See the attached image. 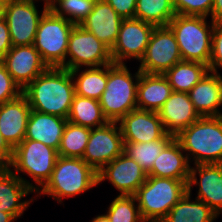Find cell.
<instances>
[{"label":"cell","mask_w":222,"mask_h":222,"mask_svg":"<svg viewBox=\"0 0 222 222\" xmlns=\"http://www.w3.org/2000/svg\"><path fill=\"white\" fill-rule=\"evenodd\" d=\"M22 94L31 110L67 119L75 95L71 72L62 67H48Z\"/></svg>","instance_id":"6da1fadb"},{"label":"cell","mask_w":222,"mask_h":222,"mask_svg":"<svg viewBox=\"0 0 222 222\" xmlns=\"http://www.w3.org/2000/svg\"><path fill=\"white\" fill-rule=\"evenodd\" d=\"M175 139L186 153L189 163L222 164V116L200 117L181 130Z\"/></svg>","instance_id":"7a4b0ae2"},{"label":"cell","mask_w":222,"mask_h":222,"mask_svg":"<svg viewBox=\"0 0 222 222\" xmlns=\"http://www.w3.org/2000/svg\"><path fill=\"white\" fill-rule=\"evenodd\" d=\"M98 185L97 172L82 158L59 156L51 178L37 192L36 197L47 195L58 203L62 199L85 193Z\"/></svg>","instance_id":"3957f363"},{"label":"cell","mask_w":222,"mask_h":222,"mask_svg":"<svg viewBox=\"0 0 222 222\" xmlns=\"http://www.w3.org/2000/svg\"><path fill=\"white\" fill-rule=\"evenodd\" d=\"M141 71L134 75L126 64L107 65V84L99 100L108 122H119L125 115L137 109V85ZM135 81V82H134Z\"/></svg>","instance_id":"277c9868"},{"label":"cell","mask_w":222,"mask_h":222,"mask_svg":"<svg viewBox=\"0 0 222 222\" xmlns=\"http://www.w3.org/2000/svg\"><path fill=\"white\" fill-rule=\"evenodd\" d=\"M58 157L57 150L39 141L24 139L13 149L12 159L7 167L36 193L51 178ZM20 173L32 178L35 185Z\"/></svg>","instance_id":"5b68a950"},{"label":"cell","mask_w":222,"mask_h":222,"mask_svg":"<svg viewBox=\"0 0 222 222\" xmlns=\"http://www.w3.org/2000/svg\"><path fill=\"white\" fill-rule=\"evenodd\" d=\"M186 192L182 180L147 176L134 196L145 222H161Z\"/></svg>","instance_id":"8992f818"},{"label":"cell","mask_w":222,"mask_h":222,"mask_svg":"<svg viewBox=\"0 0 222 222\" xmlns=\"http://www.w3.org/2000/svg\"><path fill=\"white\" fill-rule=\"evenodd\" d=\"M214 23H207V17L175 15L168 26L175 34L182 60L209 67Z\"/></svg>","instance_id":"52a82bcc"},{"label":"cell","mask_w":222,"mask_h":222,"mask_svg":"<svg viewBox=\"0 0 222 222\" xmlns=\"http://www.w3.org/2000/svg\"><path fill=\"white\" fill-rule=\"evenodd\" d=\"M74 26L50 9L41 17L33 45L48 67L66 69L68 40Z\"/></svg>","instance_id":"ba28073f"},{"label":"cell","mask_w":222,"mask_h":222,"mask_svg":"<svg viewBox=\"0 0 222 222\" xmlns=\"http://www.w3.org/2000/svg\"><path fill=\"white\" fill-rule=\"evenodd\" d=\"M43 1L41 12L35 5ZM49 9L48 0H6L3 16L7 21L12 46L33 45L39 21ZM41 14V15H40Z\"/></svg>","instance_id":"9c48e42d"},{"label":"cell","mask_w":222,"mask_h":222,"mask_svg":"<svg viewBox=\"0 0 222 222\" xmlns=\"http://www.w3.org/2000/svg\"><path fill=\"white\" fill-rule=\"evenodd\" d=\"M110 49L91 32L75 25L69 35L66 69L99 67L112 64Z\"/></svg>","instance_id":"30bf717a"},{"label":"cell","mask_w":222,"mask_h":222,"mask_svg":"<svg viewBox=\"0 0 222 222\" xmlns=\"http://www.w3.org/2000/svg\"><path fill=\"white\" fill-rule=\"evenodd\" d=\"M181 60L174 32L169 26H158L152 31L138 69L145 73L164 74Z\"/></svg>","instance_id":"8fae6325"},{"label":"cell","mask_w":222,"mask_h":222,"mask_svg":"<svg viewBox=\"0 0 222 222\" xmlns=\"http://www.w3.org/2000/svg\"><path fill=\"white\" fill-rule=\"evenodd\" d=\"M124 142L118 122L91 129L82 159L97 173L123 153Z\"/></svg>","instance_id":"7c38bea8"},{"label":"cell","mask_w":222,"mask_h":222,"mask_svg":"<svg viewBox=\"0 0 222 222\" xmlns=\"http://www.w3.org/2000/svg\"><path fill=\"white\" fill-rule=\"evenodd\" d=\"M154 28V25L137 18L123 19L117 40L110 50L113 63L126 64L127 59L140 62Z\"/></svg>","instance_id":"4fadbf2b"},{"label":"cell","mask_w":222,"mask_h":222,"mask_svg":"<svg viewBox=\"0 0 222 222\" xmlns=\"http://www.w3.org/2000/svg\"><path fill=\"white\" fill-rule=\"evenodd\" d=\"M97 177L98 185L108 179L120 192L119 195H134L146 181L147 173L135 160L122 153L105 165L97 173Z\"/></svg>","instance_id":"5bb4252c"},{"label":"cell","mask_w":222,"mask_h":222,"mask_svg":"<svg viewBox=\"0 0 222 222\" xmlns=\"http://www.w3.org/2000/svg\"><path fill=\"white\" fill-rule=\"evenodd\" d=\"M193 166H190L187 192H192V186H198L195 198L203 201L219 216L222 214V164Z\"/></svg>","instance_id":"9a60e30c"},{"label":"cell","mask_w":222,"mask_h":222,"mask_svg":"<svg viewBox=\"0 0 222 222\" xmlns=\"http://www.w3.org/2000/svg\"><path fill=\"white\" fill-rule=\"evenodd\" d=\"M1 62L21 90L48 68L34 45L12 46Z\"/></svg>","instance_id":"2e32d148"},{"label":"cell","mask_w":222,"mask_h":222,"mask_svg":"<svg viewBox=\"0 0 222 222\" xmlns=\"http://www.w3.org/2000/svg\"><path fill=\"white\" fill-rule=\"evenodd\" d=\"M123 142H150L163 139L166 132L158 112L135 109L118 122Z\"/></svg>","instance_id":"e0dca14e"},{"label":"cell","mask_w":222,"mask_h":222,"mask_svg":"<svg viewBox=\"0 0 222 222\" xmlns=\"http://www.w3.org/2000/svg\"><path fill=\"white\" fill-rule=\"evenodd\" d=\"M30 111L31 107L23 94L0 105V133L12 149L25 138Z\"/></svg>","instance_id":"ac0fdd59"},{"label":"cell","mask_w":222,"mask_h":222,"mask_svg":"<svg viewBox=\"0 0 222 222\" xmlns=\"http://www.w3.org/2000/svg\"><path fill=\"white\" fill-rule=\"evenodd\" d=\"M30 193L35 191L7 166H0V211L10 213L16 219L20 218L31 202H34L35 197L24 199Z\"/></svg>","instance_id":"d6986e66"},{"label":"cell","mask_w":222,"mask_h":222,"mask_svg":"<svg viewBox=\"0 0 222 222\" xmlns=\"http://www.w3.org/2000/svg\"><path fill=\"white\" fill-rule=\"evenodd\" d=\"M122 20L105 0H96L93 10L80 26L91 32L111 50L117 40Z\"/></svg>","instance_id":"ffe728a7"},{"label":"cell","mask_w":222,"mask_h":222,"mask_svg":"<svg viewBox=\"0 0 222 222\" xmlns=\"http://www.w3.org/2000/svg\"><path fill=\"white\" fill-rule=\"evenodd\" d=\"M158 114L166 132L173 136L201 117L194 109L188 93L175 91L165 101Z\"/></svg>","instance_id":"44dd1931"},{"label":"cell","mask_w":222,"mask_h":222,"mask_svg":"<svg viewBox=\"0 0 222 222\" xmlns=\"http://www.w3.org/2000/svg\"><path fill=\"white\" fill-rule=\"evenodd\" d=\"M189 99L198 114L203 116H222V76L208 71L188 92Z\"/></svg>","instance_id":"7402d4cb"},{"label":"cell","mask_w":222,"mask_h":222,"mask_svg":"<svg viewBox=\"0 0 222 222\" xmlns=\"http://www.w3.org/2000/svg\"><path fill=\"white\" fill-rule=\"evenodd\" d=\"M67 119L31 110L24 139L39 141L58 151Z\"/></svg>","instance_id":"603a6c76"},{"label":"cell","mask_w":222,"mask_h":222,"mask_svg":"<svg viewBox=\"0 0 222 222\" xmlns=\"http://www.w3.org/2000/svg\"><path fill=\"white\" fill-rule=\"evenodd\" d=\"M190 166L186 153L174 138L155 159L147 176L172 178L187 184Z\"/></svg>","instance_id":"cb8c5ba5"},{"label":"cell","mask_w":222,"mask_h":222,"mask_svg":"<svg viewBox=\"0 0 222 222\" xmlns=\"http://www.w3.org/2000/svg\"><path fill=\"white\" fill-rule=\"evenodd\" d=\"M172 92L164 74L141 72L137 85V109L158 112Z\"/></svg>","instance_id":"d4e9b609"},{"label":"cell","mask_w":222,"mask_h":222,"mask_svg":"<svg viewBox=\"0 0 222 222\" xmlns=\"http://www.w3.org/2000/svg\"><path fill=\"white\" fill-rule=\"evenodd\" d=\"M191 195L186 192L161 222H214L219 217L203 201H191Z\"/></svg>","instance_id":"484cf974"},{"label":"cell","mask_w":222,"mask_h":222,"mask_svg":"<svg viewBox=\"0 0 222 222\" xmlns=\"http://www.w3.org/2000/svg\"><path fill=\"white\" fill-rule=\"evenodd\" d=\"M70 72L74 81L75 94L98 101L100 100L102 93L106 89L107 65L86 67L85 69L83 68V70L82 68H76Z\"/></svg>","instance_id":"4316f807"},{"label":"cell","mask_w":222,"mask_h":222,"mask_svg":"<svg viewBox=\"0 0 222 222\" xmlns=\"http://www.w3.org/2000/svg\"><path fill=\"white\" fill-rule=\"evenodd\" d=\"M208 71V66L203 63L181 60L164 75L173 91L188 93Z\"/></svg>","instance_id":"83f0119b"},{"label":"cell","mask_w":222,"mask_h":222,"mask_svg":"<svg viewBox=\"0 0 222 222\" xmlns=\"http://www.w3.org/2000/svg\"><path fill=\"white\" fill-rule=\"evenodd\" d=\"M67 120L90 129L103 126L108 122L98 100L77 94L74 95Z\"/></svg>","instance_id":"f1b7e54d"},{"label":"cell","mask_w":222,"mask_h":222,"mask_svg":"<svg viewBox=\"0 0 222 222\" xmlns=\"http://www.w3.org/2000/svg\"><path fill=\"white\" fill-rule=\"evenodd\" d=\"M174 138L172 134H167L163 139L156 141L124 142L123 153L135 160L148 174L152 170L155 159Z\"/></svg>","instance_id":"f546056e"},{"label":"cell","mask_w":222,"mask_h":222,"mask_svg":"<svg viewBox=\"0 0 222 222\" xmlns=\"http://www.w3.org/2000/svg\"><path fill=\"white\" fill-rule=\"evenodd\" d=\"M175 15L172 0H137L134 18L158 27L168 26Z\"/></svg>","instance_id":"4dcf8cb0"},{"label":"cell","mask_w":222,"mask_h":222,"mask_svg":"<svg viewBox=\"0 0 222 222\" xmlns=\"http://www.w3.org/2000/svg\"><path fill=\"white\" fill-rule=\"evenodd\" d=\"M91 129L67 121L61 138L58 155L82 158L89 141Z\"/></svg>","instance_id":"1f68e13d"},{"label":"cell","mask_w":222,"mask_h":222,"mask_svg":"<svg viewBox=\"0 0 222 222\" xmlns=\"http://www.w3.org/2000/svg\"><path fill=\"white\" fill-rule=\"evenodd\" d=\"M49 9L74 25L80 23L93 10L96 0H48Z\"/></svg>","instance_id":"d6a6232c"},{"label":"cell","mask_w":222,"mask_h":222,"mask_svg":"<svg viewBox=\"0 0 222 222\" xmlns=\"http://www.w3.org/2000/svg\"><path fill=\"white\" fill-rule=\"evenodd\" d=\"M107 209L111 222H145L134 195H117Z\"/></svg>","instance_id":"836d02e7"},{"label":"cell","mask_w":222,"mask_h":222,"mask_svg":"<svg viewBox=\"0 0 222 222\" xmlns=\"http://www.w3.org/2000/svg\"><path fill=\"white\" fill-rule=\"evenodd\" d=\"M176 14L211 17L214 0H172Z\"/></svg>","instance_id":"e575fe53"},{"label":"cell","mask_w":222,"mask_h":222,"mask_svg":"<svg viewBox=\"0 0 222 222\" xmlns=\"http://www.w3.org/2000/svg\"><path fill=\"white\" fill-rule=\"evenodd\" d=\"M22 94L21 88L14 82L0 61V105L18 98Z\"/></svg>","instance_id":"d590c367"},{"label":"cell","mask_w":222,"mask_h":222,"mask_svg":"<svg viewBox=\"0 0 222 222\" xmlns=\"http://www.w3.org/2000/svg\"><path fill=\"white\" fill-rule=\"evenodd\" d=\"M209 71L219 73L222 69V22H215L212 32L211 56L209 62Z\"/></svg>","instance_id":"8d00e7d4"},{"label":"cell","mask_w":222,"mask_h":222,"mask_svg":"<svg viewBox=\"0 0 222 222\" xmlns=\"http://www.w3.org/2000/svg\"><path fill=\"white\" fill-rule=\"evenodd\" d=\"M122 19L134 18L137 0H105Z\"/></svg>","instance_id":"74e56055"},{"label":"cell","mask_w":222,"mask_h":222,"mask_svg":"<svg viewBox=\"0 0 222 222\" xmlns=\"http://www.w3.org/2000/svg\"><path fill=\"white\" fill-rule=\"evenodd\" d=\"M12 43L8 24L4 16L0 17V61L4 58L6 53L11 49Z\"/></svg>","instance_id":"f35d334b"},{"label":"cell","mask_w":222,"mask_h":222,"mask_svg":"<svg viewBox=\"0 0 222 222\" xmlns=\"http://www.w3.org/2000/svg\"><path fill=\"white\" fill-rule=\"evenodd\" d=\"M13 149L7 144L0 133V166H7L12 159Z\"/></svg>","instance_id":"ab89813d"},{"label":"cell","mask_w":222,"mask_h":222,"mask_svg":"<svg viewBox=\"0 0 222 222\" xmlns=\"http://www.w3.org/2000/svg\"><path fill=\"white\" fill-rule=\"evenodd\" d=\"M210 20L214 22H222V0H214Z\"/></svg>","instance_id":"60d3db41"},{"label":"cell","mask_w":222,"mask_h":222,"mask_svg":"<svg viewBox=\"0 0 222 222\" xmlns=\"http://www.w3.org/2000/svg\"><path fill=\"white\" fill-rule=\"evenodd\" d=\"M16 220L12 214L0 211V222H14Z\"/></svg>","instance_id":"b9f144b4"},{"label":"cell","mask_w":222,"mask_h":222,"mask_svg":"<svg viewBox=\"0 0 222 222\" xmlns=\"http://www.w3.org/2000/svg\"><path fill=\"white\" fill-rule=\"evenodd\" d=\"M91 222H111L109 217L106 214L97 215L92 218Z\"/></svg>","instance_id":"7bdbcfd3"},{"label":"cell","mask_w":222,"mask_h":222,"mask_svg":"<svg viewBox=\"0 0 222 222\" xmlns=\"http://www.w3.org/2000/svg\"><path fill=\"white\" fill-rule=\"evenodd\" d=\"M4 4L5 0H0V17H2L4 13Z\"/></svg>","instance_id":"ee69618b"}]
</instances>
